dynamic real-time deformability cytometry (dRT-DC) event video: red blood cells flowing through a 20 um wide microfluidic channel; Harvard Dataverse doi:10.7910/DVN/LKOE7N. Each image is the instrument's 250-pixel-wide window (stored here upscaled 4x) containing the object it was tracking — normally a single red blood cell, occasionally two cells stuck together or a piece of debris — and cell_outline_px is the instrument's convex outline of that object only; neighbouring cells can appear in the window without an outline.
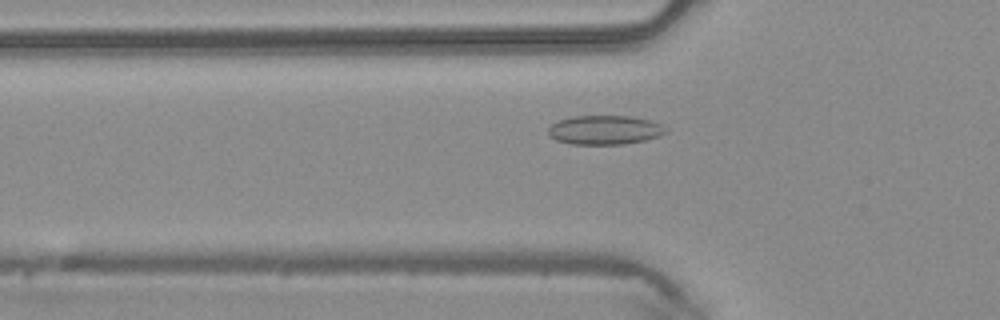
{"species": "common noctule bat (a hibernating species)", "species_latin": "Nyctalus noctula", "temperature_condition": "warm", "stored_images_in_passage": 36, "camera_frame_rate_fps": 3000, "um_per_image_px": 0.085, "animal": {"sex": "male", "body_mass_g": 20.4}, "frame": {"image": 1, "passage_image": 4, "time_ms": 1.0, "image_size_px": [1000, 320], "cell_outline_px": [[668, 132], [660, 136], [644, 140], [624, 144], [572, 144], [556, 140], [548, 136], [548, 128], [552, 124], [560, 120], [572, 116], [632, 116], [648, 120], [660, 124]], "centroid_in_image_um": [51.38, 11.05], "position_along_channel_um": 74.4, "area_um2": 19.88}}
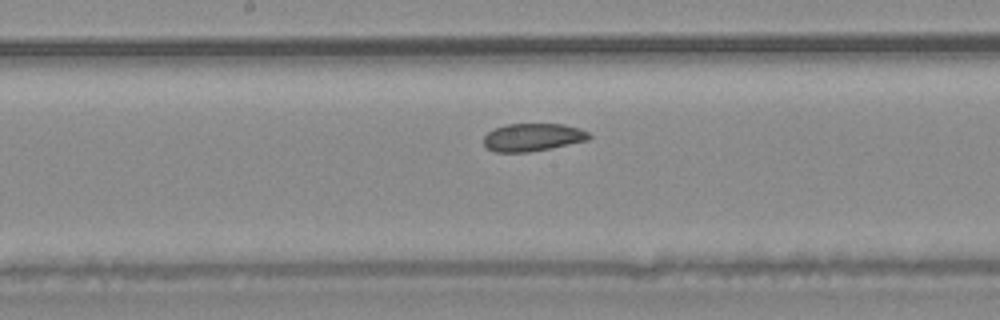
{"frame": {"image": 2, "passage_image": 13, "time_ms": 4.0, "image_size_px": [1000, 320], "cell_outline_px": [[592, 136], [588, 140], [528, 152], [496, 152], [488, 148], [484, 144], [484, 136], [492, 128], [508, 124], [564, 124], [580, 128], [588, 132]], "centroid_in_image_um": [45.27, 11.65], "position_along_channel_um": 202.9, "area_um2": 16.99}}
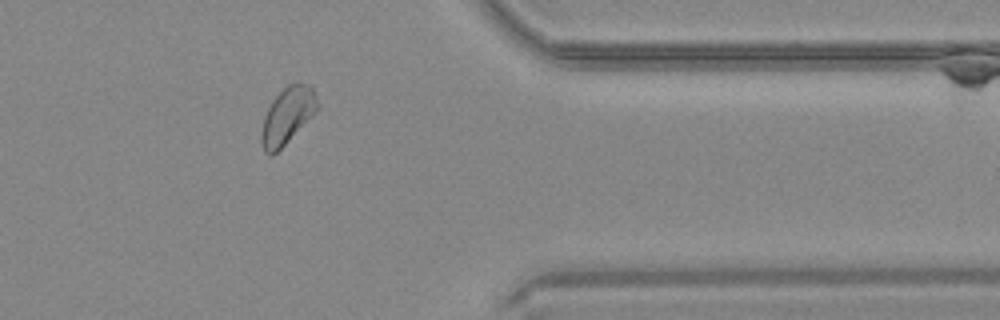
{"frame": {"image": 3, "passage_image": 27, "time_ms": 8.667, "image_size_px": [1000, 320], "cell_outline_px": [[320, 104], [316, 112], [272, 156], [268, 156], [264, 152], [260, 140], [260, 136], [264, 116], [272, 100], [288, 84], [296, 80], [312, 84]], "centroid_in_image_um": [24.45, 9.77], "position_along_channel_um": 387.0, "area_um2": 18.73}}